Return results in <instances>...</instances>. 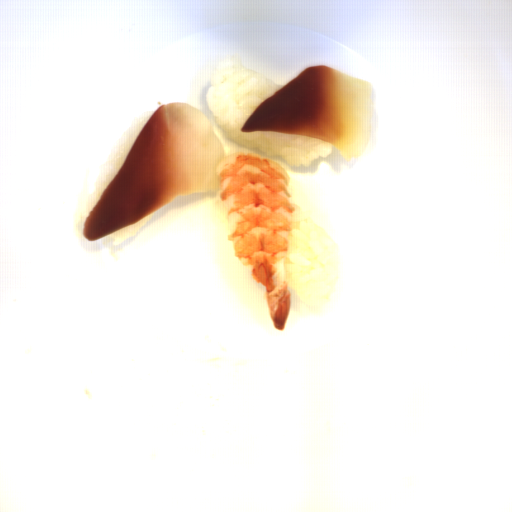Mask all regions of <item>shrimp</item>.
Segmentation results:
<instances>
[{"label":"shrimp","mask_w":512,"mask_h":512,"mask_svg":"<svg viewBox=\"0 0 512 512\" xmlns=\"http://www.w3.org/2000/svg\"><path fill=\"white\" fill-rule=\"evenodd\" d=\"M218 203L230 247L265 290L275 330L285 329L292 297L285 265L290 232H298L290 172L256 154L232 152L216 164Z\"/></svg>","instance_id":"shrimp-1"}]
</instances>
